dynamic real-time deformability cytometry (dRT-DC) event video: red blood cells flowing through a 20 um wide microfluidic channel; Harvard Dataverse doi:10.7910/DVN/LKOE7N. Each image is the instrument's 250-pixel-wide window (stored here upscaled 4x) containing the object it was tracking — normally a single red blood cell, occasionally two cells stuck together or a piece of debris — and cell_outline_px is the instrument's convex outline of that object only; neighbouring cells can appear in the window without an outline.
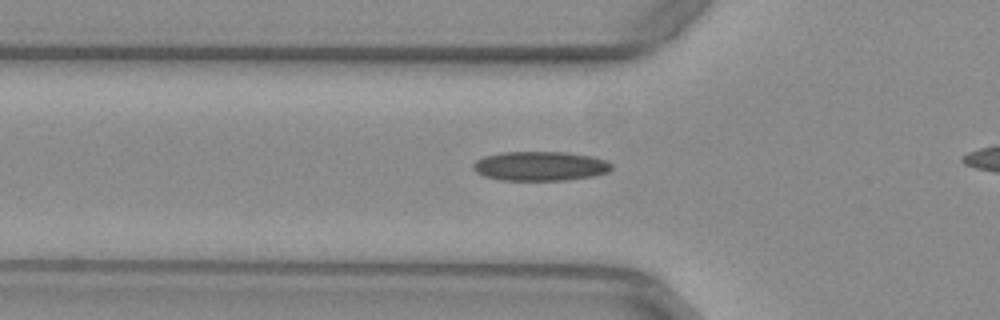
{"species": "common noctule bat (a hibernating species)", "species_latin": "Nyctalus noctula", "temperature_condition": "warm", "stored_images_in_passage": 27, "camera_frame_rate_fps": 3000, "um_per_image_px": 0.085, "animal": {"sex": "female", "body_mass_g": 29.2, "forearm_length_mm": 56.3}, "frame": {"image": 1, "passage_image": 2, "time_ms": 0.333, "image_size_px": [1000, 320], "cell_outline_px": [[612, 168], [608, 172], [592, 176], [564, 180], [500, 180], [484, 176], [476, 172], [472, 168], [472, 164], [476, 160], [484, 156], [504, 152], [564, 152], [592, 156], [604, 160], [612, 164]], "centroid_in_image_um": [45.88, 14.12], "position_along_channel_um": 79.9, "area_um2": 23.64}}
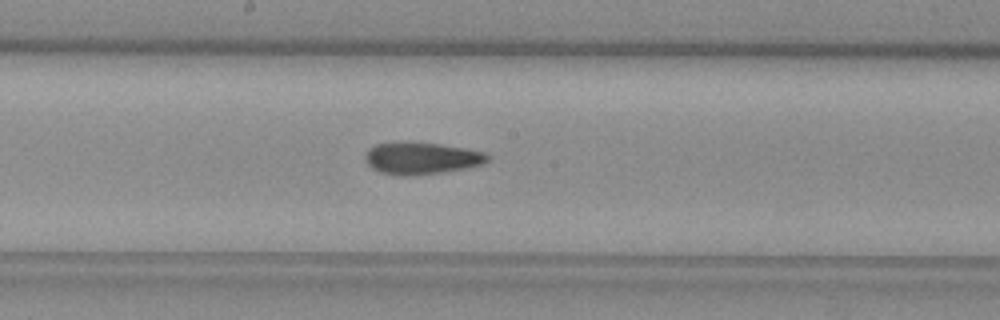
{"frame": {"image": 2, "passage_image": 12, "time_ms": 3.667, "image_size_px": [1000, 320], "cell_outline_px": [[488, 160], [484, 164], [468, 168], [444, 172], [416, 176], [404, 176], [380, 172], [372, 168], [364, 160], [364, 152], [368, 148], [376, 144], [440, 144], [464, 148], [484, 152], [488, 156]], "centroid_in_image_um": [35.83, 13.49], "position_along_channel_um": 212.4, "area_um2": 22.48}}
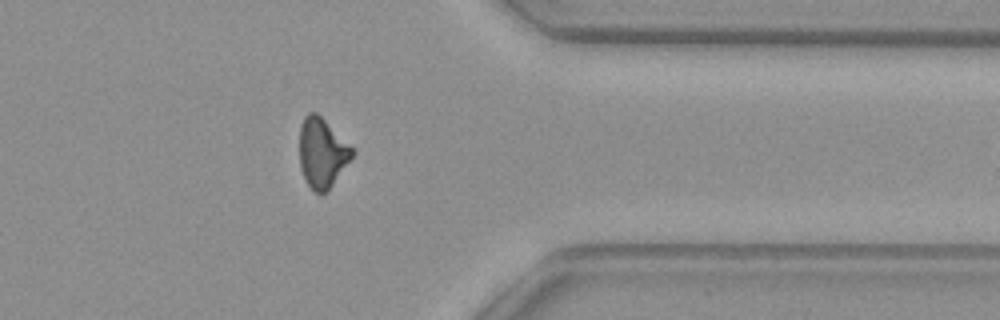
{"frame": {"image": 3, "passage_image": 26, "time_ms": 8.333, "image_size_px": [1000, 320], "cell_outline_px": [[356, 152], [332, 184], [324, 192], [316, 192], [308, 184], [300, 168], [300, 128], [304, 116], [308, 112], [316, 112]], "centroid_in_image_um": [27.36, 12.96], "position_along_channel_um": 384.0, "area_um2": 20.69}}